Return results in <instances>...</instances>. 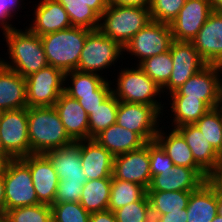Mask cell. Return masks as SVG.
Returning a JSON list of instances; mask_svg holds the SVG:
<instances>
[{
    "label": "cell",
    "mask_w": 222,
    "mask_h": 222,
    "mask_svg": "<svg viewBox=\"0 0 222 222\" xmlns=\"http://www.w3.org/2000/svg\"><path fill=\"white\" fill-rule=\"evenodd\" d=\"M27 119L30 154H45L74 142L54 106L27 107Z\"/></svg>",
    "instance_id": "1"
},
{
    "label": "cell",
    "mask_w": 222,
    "mask_h": 222,
    "mask_svg": "<svg viewBox=\"0 0 222 222\" xmlns=\"http://www.w3.org/2000/svg\"><path fill=\"white\" fill-rule=\"evenodd\" d=\"M8 47L9 61L4 59L0 62L15 70L19 75L26 78L48 66L41 37L32 33L27 27L22 29H9L3 33Z\"/></svg>",
    "instance_id": "2"
},
{
    "label": "cell",
    "mask_w": 222,
    "mask_h": 222,
    "mask_svg": "<svg viewBox=\"0 0 222 222\" xmlns=\"http://www.w3.org/2000/svg\"><path fill=\"white\" fill-rule=\"evenodd\" d=\"M90 32L91 30L86 28L71 26L40 36L48 65L64 73L76 70L81 51Z\"/></svg>",
    "instance_id": "3"
},
{
    "label": "cell",
    "mask_w": 222,
    "mask_h": 222,
    "mask_svg": "<svg viewBox=\"0 0 222 222\" xmlns=\"http://www.w3.org/2000/svg\"><path fill=\"white\" fill-rule=\"evenodd\" d=\"M149 21V8L108 5L100 16L98 30L124 48Z\"/></svg>",
    "instance_id": "4"
},
{
    "label": "cell",
    "mask_w": 222,
    "mask_h": 222,
    "mask_svg": "<svg viewBox=\"0 0 222 222\" xmlns=\"http://www.w3.org/2000/svg\"><path fill=\"white\" fill-rule=\"evenodd\" d=\"M134 68L132 66V69H121L116 81V89L112 88V94L119 101L147 104L154 106L160 113H163L164 104L162 105L155 99L162 93L161 87L139 65Z\"/></svg>",
    "instance_id": "5"
},
{
    "label": "cell",
    "mask_w": 222,
    "mask_h": 222,
    "mask_svg": "<svg viewBox=\"0 0 222 222\" xmlns=\"http://www.w3.org/2000/svg\"><path fill=\"white\" fill-rule=\"evenodd\" d=\"M4 184L6 212L41 204L36 196L30 169L20 158L8 161L4 170Z\"/></svg>",
    "instance_id": "6"
},
{
    "label": "cell",
    "mask_w": 222,
    "mask_h": 222,
    "mask_svg": "<svg viewBox=\"0 0 222 222\" xmlns=\"http://www.w3.org/2000/svg\"><path fill=\"white\" fill-rule=\"evenodd\" d=\"M123 54V48L116 41L99 30H93L87 35L76 70L99 74L103 68L114 65Z\"/></svg>",
    "instance_id": "7"
},
{
    "label": "cell",
    "mask_w": 222,
    "mask_h": 222,
    "mask_svg": "<svg viewBox=\"0 0 222 222\" xmlns=\"http://www.w3.org/2000/svg\"><path fill=\"white\" fill-rule=\"evenodd\" d=\"M25 79L27 107L54 106L66 85L65 73L50 65Z\"/></svg>",
    "instance_id": "8"
},
{
    "label": "cell",
    "mask_w": 222,
    "mask_h": 222,
    "mask_svg": "<svg viewBox=\"0 0 222 222\" xmlns=\"http://www.w3.org/2000/svg\"><path fill=\"white\" fill-rule=\"evenodd\" d=\"M173 41L170 24L149 21L123 48L138 57L139 65L145 59L167 52Z\"/></svg>",
    "instance_id": "9"
},
{
    "label": "cell",
    "mask_w": 222,
    "mask_h": 222,
    "mask_svg": "<svg viewBox=\"0 0 222 222\" xmlns=\"http://www.w3.org/2000/svg\"><path fill=\"white\" fill-rule=\"evenodd\" d=\"M0 135L4 150L13 159L30 154L27 107L0 112Z\"/></svg>",
    "instance_id": "10"
},
{
    "label": "cell",
    "mask_w": 222,
    "mask_h": 222,
    "mask_svg": "<svg viewBox=\"0 0 222 222\" xmlns=\"http://www.w3.org/2000/svg\"><path fill=\"white\" fill-rule=\"evenodd\" d=\"M160 115L154 106L119 101L116 123L138 133L146 142H151L158 134Z\"/></svg>",
    "instance_id": "11"
},
{
    "label": "cell",
    "mask_w": 222,
    "mask_h": 222,
    "mask_svg": "<svg viewBox=\"0 0 222 222\" xmlns=\"http://www.w3.org/2000/svg\"><path fill=\"white\" fill-rule=\"evenodd\" d=\"M169 50L173 69L168 82L161 90L164 93L166 89L171 94L207 64L199 56L192 42L173 40Z\"/></svg>",
    "instance_id": "12"
},
{
    "label": "cell",
    "mask_w": 222,
    "mask_h": 222,
    "mask_svg": "<svg viewBox=\"0 0 222 222\" xmlns=\"http://www.w3.org/2000/svg\"><path fill=\"white\" fill-rule=\"evenodd\" d=\"M149 142L140 149L114 156L112 177L140 184L146 189L151 183Z\"/></svg>",
    "instance_id": "13"
},
{
    "label": "cell",
    "mask_w": 222,
    "mask_h": 222,
    "mask_svg": "<svg viewBox=\"0 0 222 222\" xmlns=\"http://www.w3.org/2000/svg\"><path fill=\"white\" fill-rule=\"evenodd\" d=\"M212 12L209 0H186L170 23L173 40L191 42Z\"/></svg>",
    "instance_id": "14"
},
{
    "label": "cell",
    "mask_w": 222,
    "mask_h": 222,
    "mask_svg": "<svg viewBox=\"0 0 222 222\" xmlns=\"http://www.w3.org/2000/svg\"><path fill=\"white\" fill-rule=\"evenodd\" d=\"M30 169L36 196L41 204L52 205L57 192L59 177L45 154H29L20 158Z\"/></svg>",
    "instance_id": "15"
},
{
    "label": "cell",
    "mask_w": 222,
    "mask_h": 222,
    "mask_svg": "<svg viewBox=\"0 0 222 222\" xmlns=\"http://www.w3.org/2000/svg\"><path fill=\"white\" fill-rule=\"evenodd\" d=\"M218 65H206L190 77L169 98H193L205 102L211 109L215 107L218 88Z\"/></svg>",
    "instance_id": "16"
},
{
    "label": "cell",
    "mask_w": 222,
    "mask_h": 222,
    "mask_svg": "<svg viewBox=\"0 0 222 222\" xmlns=\"http://www.w3.org/2000/svg\"><path fill=\"white\" fill-rule=\"evenodd\" d=\"M191 42L206 64H222V13L213 11Z\"/></svg>",
    "instance_id": "17"
},
{
    "label": "cell",
    "mask_w": 222,
    "mask_h": 222,
    "mask_svg": "<svg viewBox=\"0 0 222 222\" xmlns=\"http://www.w3.org/2000/svg\"><path fill=\"white\" fill-rule=\"evenodd\" d=\"M66 133L74 141L89 139V117L77 99L63 92L54 104Z\"/></svg>",
    "instance_id": "18"
},
{
    "label": "cell",
    "mask_w": 222,
    "mask_h": 222,
    "mask_svg": "<svg viewBox=\"0 0 222 222\" xmlns=\"http://www.w3.org/2000/svg\"><path fill=\"white\" fill-rule=\"evenodd\" d=\"M80 156L87 180L112 178L114 156L94 138L80 140Z\"/></svg>",
    "instance_id": "19"
},
{
    "label": "cell",
    "mask_w": 222,
    "mask_h": 222,
    "mask_svg": "<svg viewBox=\"0 0 222 222\" xmlns=\"http://www.w3.org/2000/svg\"><path fill=\"white\" fill-rule=\"evenodd\" d=\"M45 155L50 159L59 180H65L67 183L87 182L81 163L80 141L51 150Z\"/></svg>",
    "instance_id": "20"
},
{
    "label": "cell",
    "mask_w": 222,
    "mask_h": 222,
    "mask_svg": "<svg viewBox=\"0 0 222 222\" xmlns=\"http://www.w3.org/2000/svg\"><path fill=\"white\" fill-rule=\"evenodd\" d=\"M34 18L28 29L38 36L72 26L67 12L58 0H40L34 10Z\"/></svg>",
    "instance_id": "21"
},
{
    "label": "cell",
    "mask_w": 222,
    "mask_h": 222,
    "mask_svg": "<svg viewBox=\"0 0 222 222\" xmlns=\"http://www.w3.org/2000/svg\"><path fill=\"white\" fill-rule=\"evenodd\" d=\"M176 129L185 138L195 162L207 173L222 165V156L208 143L195 124H186Z\"/></svg>",
    "instance_id": "22"
},
{
    "label": "cell",
    "mask_w": 222,
    "mask_h": 222,
    "mask_svg": "<svg viewBox=\"0 0 222 222\" xmlns=\"http://www.w3.org/2000/svg\"><path fill=\"white\" fill-rule=\"evenodd\" d=\"M204 182L194 169L175 165L170 172L153 176L147 191H196Z\"/></svg>",
    "instance_id": "23"
},
{
    "label": "cell",
    "mask_w": 222,
    "mask_h": 222,
    "mask_svg": "<svg viewBox=\"0 0 222 222\" xmlns=\"http://www.w3.org/2000/svg\"><path fill=\"white\" fill-rule=\"evenodd\" d=\"M164 134H166L164 130L159 128L155 141L170 157L174 165L192 168L206 181L208 174L195 162L192 151L182 134L176 128L169 134Z\"/></svg>",
    "instance_id": "24"
},
{
    "label": "cell",
    "mask_w": 222,
    "mask_h": 222,
    "mask_svg": "<svg viewBox=\"0 0 222 222\" xmlns=\"http://www.w3.org/2000/svg\"><path fill=\"white\" fill-rule=\"evenodd\" d=\"M27 107L26 79L0 62V112Z\"/></svg>",
    "instance_id": "25"
},
{
    "label": "cell",
    "mask_w": 222,
    "mask_h": 222,
    "mask_svg": "<svg viewBox=\"0 0 222 222\" xmlns=\"http://www.w3.org/2000/svg\"><path fill=\"white\" fill-rule=\"evenodd\" d=\"M67 12L72 26L98 30L100 16L108 6L107 0H58Z\"/></svg>",
    "instance_id": "26"
},
{
    "label": "cell",
    "mask_w": 222,
    "mask_h": 222,
    "mask_svg": "<svg viewBox=\"0 0 222 222\" xmlns=\"http://www.w3.org/2000/svg\"><path fill=\"white\" fill-rule=\"evenodd\" d=\"M113 156L128 153L143 147L147 142L135 132L114 123L94 138Z\"/></svg>",
    "instance_id": "27"
},
{
    "label": "cell",
    "mask_w": 222,
    "mask_h": 222,
    "mask_svg": "<svg viewBox=\"0 0 222 222\" xmlns=\"http://www.w3.org/2000/svg\"><path fill=\"white\" fill-rule=\"evenodd\" d=\"M186 210L187 222H211L218 214L217 194L207 181L191 192Z\"/></svg>",
    "instance_id": "28"
},
{
    "label": "cell",
    "mask_w": 222,
    "mask_h": 222,
    "mask_svg": "<svg viewBox=\"0 0 222 222\" xmlns=\"http://www.w3.org/2000/svg\"><path fill=\"white\" fill-rule=\"evenodd\" d=\"M112 178L87 180L84 184L80 204L89 213L108 209Z\"/></svg>",
    "instance_id": "29"
},
{
    "label": "cell",
    "mask_w": 222,
    "mask_h": 222,
    "mask_svg": "<svg viewBox=\"0 0 222 222\" xmlns=\"http://www.w3.org/2000/svg\"><path fill=\"white\" fill-rule=\"evenodd\" d=\"M193 191H147L151 215H164L188 206Z\"/></svg>",
    "instance_id": "30"
},
{
    "label": "cell",
    "mask_w": 222,
    "mask_h": 222,
    "mask_svg": "<svg viewBox=\"0 0 222 222\" xmlns=\"http://www.w3.org/2000/svg\"><path fill=\"white\" fill-rule=\"evenodd\" d=\"M174 128L195 124L211 108L203 101L193 98H170ZM174 112V113H173Z\"/></svg>",
    "instance_id": "31"
},
{
    "label": "cell",
    "mask_w": 222,
    "mask_h": 222,
    "mask_svg": "<svg viewBox=\"0 0 222 222\" xmlns=\"http://www.w3.org/2000/svg\"><path fill=\"white\" fill-rule=\"evenodd\" d=\"M147 196V189L140 184L112 177L108 209L112 212Z\"/></svg>",
    "instance_id": "32"
},
{
    "label": "cell",
    "mask_w": 222,
    "mask_h": 222,
    "mask_svg": "<svg viewBox=\"0 0 222 222\" xmlns=\"http://www.w3.org/2000/svg\"><path fill=\"white\" fill-rule=\"evenodd\" d=\"M119 100L111 94L89 117V139L116 123Z\"/></svg>",
    "instance_id": "33"
},
{
    "label": "cell",
    "mask_w": 222,
    "mask_h": 222,
    "mask_svg": "<svg viewBox=\"0 0 222 222\" xmlns=\"http://www.w3.org/2000/svg\"><path fill=\"white\" fill-rule=\"evenodd\" d=\"M66 80L71 82V86L68 84L64 87L67 95H87L95 92L106 81V78L100 74L74 70L65 73Z\"/></svg>",
    "instance_id": "34"
},
{
    "label": "cell",
    "mask_w": 222,
    "mask_h": 222,
    "mask_svg": "<svg viewBox=\"0 0 222 222\" xmlns=\"http://www.w3.org/2000/svg\"><path fill=\"white\" fill-rule=\"evenodd\" d=\"M139 67L162 88L168 82L173 69L170 50L145 59Z\"/></svg>",
    "instance_id": "35"
},
{
    "label": "cell",
    "mask_w": 222,
    "mask_h": 222,
    "mask_svg": "<svg viewBox=\"0 0 222 222\" xmlns=\"http://www.w3.org/2000/svg\"><path fill=\"white\" fill-rule=\"evenodd\" d=\"M208 143L222 156V115L215 108L210 109L196 123Z\"/></svg>",
    "instance_id": "36"
},
{
    "label": "cell",
    "mask_w": 222,
    "mask_h": 222,
    "mask_svg": "<svg viewBox=\"0 0 222 222\" xmlns=\"http://www.w3.org/2000/svg\"><path fill=\"white\" fill-rule=\"evenodd\" d=\"M6 216L8 222H49L52 211L50 205L37 204L8 210Z\"/></svg>",
    "instance_id": "37"
},
{
    "label": "cell",
    "mask_w": 222,
    "mask_h": 222,
    "mask_svg": "<svg viewBox=\"0 0 222 222\" xmlns=\"http://www.w3.org/2000/svg\"><path fill=\"white\" fill-rule=\"evenodd\" d=\"M117 222H152L149 199L146 196L114 211Z\"/></svg>",
    "instance_id": "38"
},
{
    "label": "cell",
    "mask_w": 222,
    "mask_h": 222,
    "mask_svg": "<svg viewBox=\"0 0 222 222\" xmlns=\"http://www.w3.org/2000/svg\"><path fill=\"white\" fill-rule=\"evenodd\" d=\"M51 211L55 222H90L91 213L80 202L54 203Z\"/></svg>",
    "instance_id": "39"
},
{
    "label": "cell",
    "mask_w": 222,
    "mask_h": 222,
    "mask_svg": "<svg viewBox=\"0 0 222 222\" xmlns=\"http://www.w3.org/2000/svg\"><path fill=\"white\" fill-rule=\"evenodd\" d=\"M186 0H151L149 13L151 20L170 24L179 14Z\"/></svg>",
    "instance_id": "40"
},
{
    "label": "cell",
    "mask_w": 222,
    "mask_h": 222,
    "mask_svg": "<svg viewBox=\"0 0 222 222\" xmlns=\"http://www.w3.org/2000/svg\"><path fill=\"white\" fill-rule=\"evenodd\" d=\"M149 159L151 178L166 171H171L175 166L162 147L154 140L149 142Z\"/></svg>",
    "instance_id": "41"
},
{
    "label": "cell",
    "mask_w": 222,
    "mask_h": 222,
    "mask_svg": "<svg viewBox=\"0 0 222 222\" xmlns=\"http://www.w3.org/2000/svg\"><path fill=\"white\" fill-rule=\"evenodd\" d=\"M107 80L92 94L87 95H69L71 98L77 99L79 104L86 111L88 116L93 112V110L100 106L111 94L112 88Z\"/></svg>",
    "instance_id": "42"
},
{
    "label": "cell",
    "mask_w": 222,
    "mask_h": 222,
    "mask_svg": "<svg viewBox=\"0 0 222 222\" xmlns=\"http://www.w3.org/2000/svg\"><path fill=\"white\" fill-rule=\"evenodd\" d=\"M84 184L59 180L54 203L79 202Z\"/></svg>",
    "instance_id": "43"
},
{
    "label": "cell",
    "mask_w": 222,
    "mask_h": 222,
    "mask_svg": "<svg viewBox=\"0 0 222 222\" xmlns=\"http://www.w3.org/2000/svg\"><path fill=\"white\" fill-rule=\"evenodd\" d=\"M20 5L21 0H0V25L3 32L14 28L9 20L14 16L16 9L19 10Z\"/></svg>",
    "instance_id": "44"
},
{
    "label": "cell",
    "mask_w": 222,
    "mask_h": 222,
    "mask_svg": "<svg viewBox=\"0 0 222 222\" xmlns=\"http://www.w3.org/2000/svg\"><path fill=\"white\" fill-rule=\"evenodd\" d=\"M154 222H187V210L170 212L164 215H152Z\"/></svg>",
    "instance_id": "45"
},
{
    "label": "cell",
    "mask_w": 222,
    "mask_h": 222,
    "mask_svg": "<svg viewBox=\"0 0 222 222\" xmlns=\"http://www.w3.org/2000/svg\"><path fill=\"white\" fill-rule=\"evenodd\" d=\"M206 181L222 199V165L211 171L208 174Z\"/></svg>",
    "instance_id": "46"
},
{
    "label": "cell",
    "mask_w": 222,
    "mask_h": 222,
    "mask_svg": "<svg viewBox=\"0 0 222 222\" xmlns=\"http://www.w3.org/2000/svg\"><path fill=\"white\" fill-rule=\"evenodd\" d=\"M90 222H117V219L114 212L107 209L91 213Z\"/></svg>",
    "instance_id": "47"
},
{
    "label": "cell",
    "mask_w": 222,
    "mask_h": 222,
    "mask_svg": "<svg viewBox=\"0 0 222 222\" xmlns=\"http://www.w3.org/2000/svg\"><path fill=\"white\" fill-rule=\"evenodd\" d=\"M108 5L149 8L151 0H107Z\"/></svg>",
    "instance_id": "48"
},
{
    "label": "cell",
    "mask_w": 222,
    "mask_h": 222,
    "mask_svg": "<svg viewBox=\"0 0 222 222\" xmlns=\"http://www.w3.org/2000/svg\"><path fill=\"white\" fill-rule=\"evenodd\" d=\"M218 72L220 73L218 78L217 100L214 108L222 115V79L220 78L222 73V64L218 65Z\"/></svg>",
    "instance_id": "49"
},
{
    "label": "cell",
    "mask_w": 222,
    "mask_h": 222,
    "mask_svg": "<svg viewBox=\"0 0 222 222\" xmlns=\"http://www.w3.org/2000/svg\"><path fill=\"white\" fill-rule=\"evenodd\" d=\"M0 212H6L4 172L0 173Z\"/></svg>",
    "instance_id": "50"
},
{
    "label": "cell",
    "mask_w": 222,
    "mask_h": 222,
    "mask_svg": "<svg viewBox=\"0 0 222 222\" xmlns=\"http://www.w3.org/2000/svg\"><path fill=\"white\" fill-rule=\"evenodd\" d=\"M13 159L8 153H0V173L4 172L9 160Z\"/></svg>",
    "instance_id": "51"
},
{
    "label": "cell",
    "mask_w": 222,
    "mask_h": 222,
    "mask_svg": "<svg viewBox=\"0 0 222 222\" xmlns=\"http://www.w3.org/2000/svg\"><path fill=\"white\" fill-rule=\"evenodd\" d=\"M213 11L222 13V0H209Z\"/></svg>",
    "instance_id": "52"
},
{
    "label": "cell",
    "mask_w": 222,
    "mask_h": 222,
    "mask_svg": "<svg viewBox=\"0 0 222 222\" xmlns=\"http://www.w3.org/2000/svg\"><path fill=\"white\" fill-rule=\"evenodd\" d=\"M217 211L222 216V199L217 195Z\"/></svg>",
    "instance_id": "53"
},
{
    "label": "cell",
    "mask_w": 222,
    "mask_h": 222,
    "mask_svg": "<svg viewBox=\"0 0 222 222\" xmlns=\"http://www.w3.org/2000/svg\"><path fill=\"white\" fill-rule=\"evenodd\" d=\"M0 222H8L6 212H0Z\"/></svg>",
    "instance_id": "54"
},
{
    "label": "cell",
    "mask_w": 222,
    "mask_h": 222,
    "mask_svg": "<svg viewBox=\"0 0 222 222\" xmlns=\"http://www.w3.org/2000/svg\"><path fill=\"white\" fill-rule=\"evenodd\" d=\"M211 222H222V216L217 214Z\"/></svg>",
    "instance_id": "55"
},
{
    "label": "cell",
    "mask_w": 222,
    "mask_h": 222,
    "mask_svg": "<svg viewBox=\"0 0 222 222\" xmlns=\"http://www.w3.org/2000/svg\"><path fill=\"white\" fill-rule=\"evenodd\" d=\"M0 153H7V152L4 150V146H3V143H2V140H1V135H0Z\"/></svg>",
    "instance_id": "56"
},
{
    "label": "cell",
    "mask_w": 222,
    "mask_h": 222,
    "mask_svg": "<svg viewBox=\"0 0 222 222\" xmlns=\"http://www.w3.org/2000/svg\"><path fill=\"white\" fill-rule=\"evenodd\" d=\"M49 222H55V221H54V219H53V218H51V219L49 220Z\"/></svg>",
    "instance_id": "57"
}]
</instances>
